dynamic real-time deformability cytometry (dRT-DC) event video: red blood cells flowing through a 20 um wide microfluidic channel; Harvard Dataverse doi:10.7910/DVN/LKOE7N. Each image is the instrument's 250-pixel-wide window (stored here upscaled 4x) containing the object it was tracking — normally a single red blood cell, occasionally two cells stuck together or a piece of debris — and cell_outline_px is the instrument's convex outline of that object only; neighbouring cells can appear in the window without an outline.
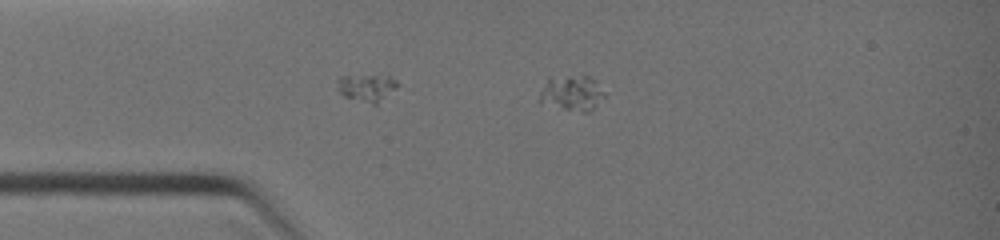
{"species": "common noctule bat (a hibernating species)", "species_latin": "Nyctalus noctula", "temperature_condition": "warm", "stored_images_in_passage": 37, "camera_frame_rate_fps": 3000, "um_per_image_px": 0.085, "animal": {"sex": "female", "body_mass_g": 19.0, "forearm_length_mm": 51.5}, "frame": {"image": 1, "passage_image": 1, "time_ms": 0.0, "image_size_px": [1000, 240], "cell_outline_px": [[604, 96], [592, 112], [584, 112], [540, 104], [540, 92], [548, 76], [588, 76], [596, 80], [604, 92]], "centroid_in_image_um": [48.6, 7.91], "position_along_channel_um": 36.4, "area_um2": 13.53}}
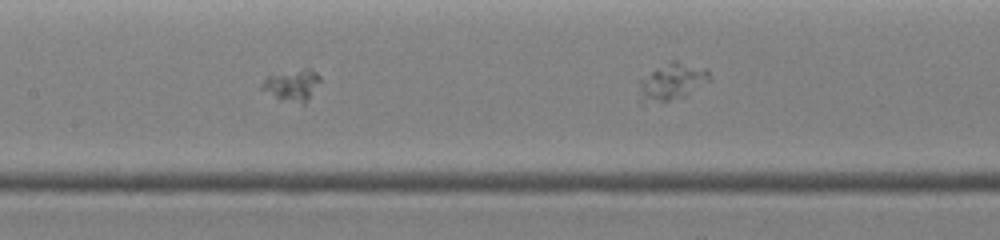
{"frame": {"image": 2, "passage_image": 16, "time_ms": 2.667, "image_size_px": [1000, 240], "cell_outline_px": [[320, 80], [304, 104], [280, 100], [260, 88], [264, 80], [268, 76], [304, 68], [308, 68], [316, 72], [320, 76]], "centroid_in_image_um": [24.82, 7.24], "position_along_channel_um": 182.6, "area_um2": 10.35}}
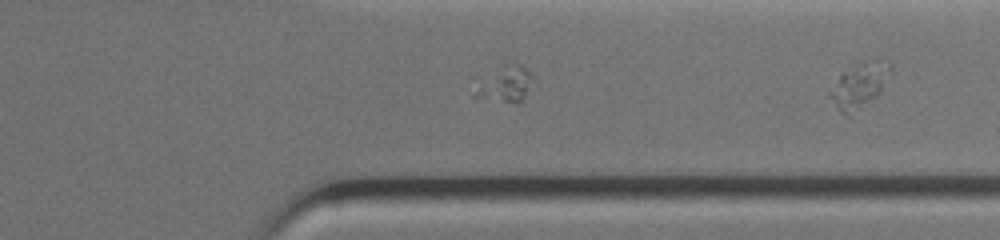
{"frame": {"image": 3, "passage_image": 37, "time_ms": 6.333, "image_size_px": [1000, 240], "cell_outline_px": [[892, 68], [880, 92], [876, 96], [844, 116], [828, 96], [828, 92], [840, 76], [844, 72], [860, 60], [876, 60], [892, 64]], "centroid_in_image_um": [73.03, 7.2], "position_along_channel_um": 338.4, "area_um2": 15.26}}